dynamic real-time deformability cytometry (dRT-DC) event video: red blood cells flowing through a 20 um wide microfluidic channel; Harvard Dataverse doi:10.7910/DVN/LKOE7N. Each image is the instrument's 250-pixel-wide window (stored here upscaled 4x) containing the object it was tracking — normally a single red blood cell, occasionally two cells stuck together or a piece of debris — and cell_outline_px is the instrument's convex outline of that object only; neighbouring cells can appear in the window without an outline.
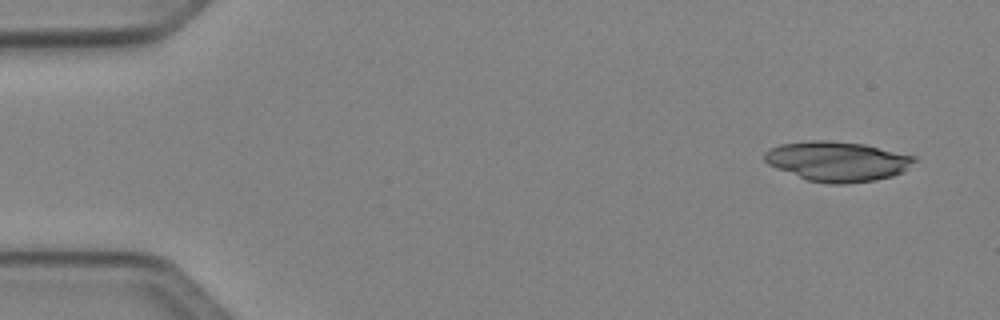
{"species": "Egyptian fruit bat (a non-hibernating species)", "species_latin": "Rousettus aegyptiacus", "temperature_condition": "cold", "stored_images_in_passage": 4, "camera_frame_rate_fps": 3000, "um_per_image_px": 0.085, "animal": {"sex": "female"}, "frame": {"image": 1, "passage_image": 1, "time_ms": 0.0, "image_size_px": [1000, 320], "cell_outline_px": [[916, 160], [904, 172], [892, 176], [876, 180], [844, 184], [828, 184], [808, 180], [776, 168], [768, 164], [764, 160], [764, 152], [768, 148], [780, 144], [808, 140], [828, 140], [864, 144], [916, 156]], "centroid_in_image_um": [71.16, 13.71], "position_along_channel_um": 13.8, "area_um2": 34.97}}